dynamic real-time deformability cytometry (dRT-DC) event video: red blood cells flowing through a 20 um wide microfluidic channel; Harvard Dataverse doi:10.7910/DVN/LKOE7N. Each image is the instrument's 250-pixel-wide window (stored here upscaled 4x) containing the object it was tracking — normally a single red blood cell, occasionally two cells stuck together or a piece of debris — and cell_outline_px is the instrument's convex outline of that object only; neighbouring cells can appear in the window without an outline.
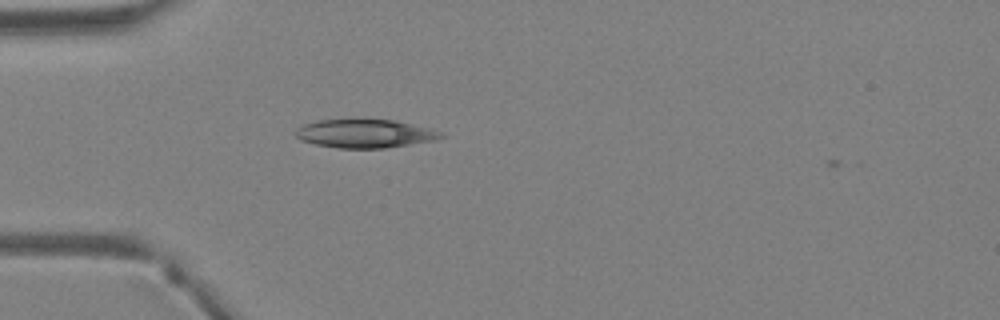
{"species": "Egyptian fruit bat (a non-hibernating species)", "species_latin": "Rousettus aegyptiacus", "temperature_condition": "warm", "stored_images_in_passage": 2, "camera_frame_rate_fps": 3000, "um_per_image_px": 0.085, "animal": {"sex": "female"}, "frame": {"image": 1, "passage_image": 1, "time_ms": 0.0, "image_size_px": [1000, 320], "cell_outline_px": [[448, 136], [436, 140], [384, 148], [336, 148], [316, 144], [300, 140], [296, 136], [296, 128], [304, 124], [316, 120], [360, 116], [396, 120], [428, 128], [440, 132]], "centroid_in_image_um": [30.99, 11.3], "position_along_channel_um": 54.0, "area_um2": 25.14}}